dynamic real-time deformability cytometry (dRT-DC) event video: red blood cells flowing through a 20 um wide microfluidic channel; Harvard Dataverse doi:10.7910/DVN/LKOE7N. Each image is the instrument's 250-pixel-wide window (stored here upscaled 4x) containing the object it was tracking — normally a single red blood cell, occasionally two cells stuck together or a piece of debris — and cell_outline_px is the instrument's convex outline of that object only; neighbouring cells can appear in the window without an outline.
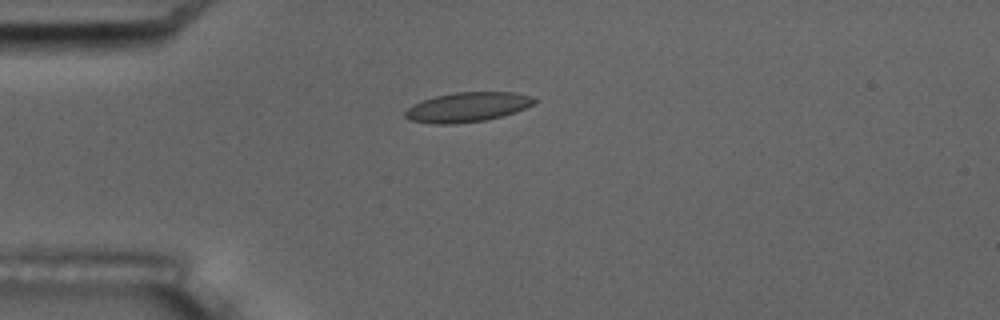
{"species": "common noctule bat (a hibernating species)", "species_latin": "Nyctalus noctula", "temperature_condition": "room temperature", "stored_images_in_passage": 3, "camera_frame_rate_fps": 3000, "um_per_image_px": 0.085, "animal": {"sex": "male", "body_mass_g": 17.5, "forearm_length_mm": 52.3}, "frame": {"image": 1, "passage_image": 2, "time_ms": 1.333, "image_size_px": [1000, 320], "cell_outline_px": [[540, 100], [536, 104], [500, 116], [484, 120], [452, 124], [432, 124], [408, 120], [404, 116], [404, 112], [412, 104], [436, 96], [456, 92], [512, 92], [532, 96]], "centroid_in_image_um": [39.72, 9.1], "position_along_channel_um": 45.3, "area_um2": 22.25}}